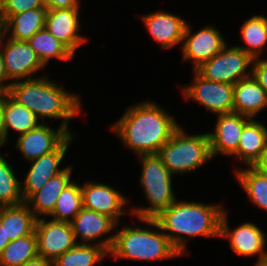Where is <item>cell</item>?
Instances as JSON below:
<instances>
[{
    "mask_svg": "<svg viewBox=\"0 0 267 266\" xmlns=\"http://www.w3.org/2000/svg\"><path fill=\"white\" fill-rule=\"evenodd\" d=\"M224 211L220 205L203 204L195 201H175L154 220L174 248L181 255H184L186 254L185 250H187V238L182 237V235L190 237L220 236V221Z\"/></svg>",
    "mask_w": 267,
    "mask_h": 266,
    "instance_id": "7a4b0ae2",
    "label": "cell"
},
{
    "mask_svg": "<svg viewBox=\"0 0 267 266\" xmlns=\"http://www.w3.org/2000/svg\"><path fill=\"white\" fill-rule=\"evenodd\" d=\"M79 8L48 9L44 28L59 40L73 55L86 42L79 32Z\"/></svg>",
    "mask_w": 267,
    "mask_h": 266,
    "instance_id": "e0dca14e",
    "label": "cell"
},
{
    "mask_svg": "<svg viewBox=\"0 0 267 266\" xmlns=\"http://www.w3.org/2000/svg\"><path fill=\"white\" fill-rule=\"evenodd\" d=\"M140 222L155 227L157 230L141 229V227H123L115 233L114 243L109 252L116 258L132 260H163L182 256L171 244L167 236L161 232L154 219H138ZM160 230V232H159Z\"/></svg>",
    "mask_w": 267,
    "mask_h": 266,
    "instance_id": "277c9868",
    "label": "cell"
},
{
    "mask_svg": "<svg viewBox=\"0 0 267 266\" xmlns=\"http://www.w3.org/2000/svg\"><path fill=\"white\" fill-rule=\"evenodd\" d=\"M191 27L187 23L183 37V60H192L194 71L203 63L210 60L219 53L227 43L224 41L220 31L213 26H205L191 34Z\"/></svg>",
    "mask_w": 267,
    "mask_h": 266,
    "instance_id": "30bf717a",
    "label": "cell"
},
{
    "mask_svg": "<svg viewBox=\"0 0 267 266\" xmlns=\"http://www.w3.org/2000/svg\"><path fill=\"white\" fill-rule=\"evenodd\" d=\"M115 235L94 244L77 243L73 248L57 257L52 266H94L109 254L114 243Z\"/></svg>",
    "mask_w": 267,
    "mask_h": 266,
    "instance_id": "44dd1931",
    "label": "cell"
},
{
    "mask_svg": "<svg viewBox=\"0 0 267 266\" xmlns=\"http://www.w3.org/2000/svg\"><path fill=\"white\" fill-rule=\"evenodd\" d=\"M156 155L171 174L192 172L212 159L208 134L188 135L181 127Z\"/></svg>",
    "mask_w": 267,
    "mask_h": 266,
    "instance_id": "8992f818",
    "label": "cell"
},
{
    "mask_svg": "<svg viewBox=\"0 0 267 266\" xmlns=\"http://www.w3.org/2000/svg\"><path fill=\"white\" fill-rule=\"evenodd\" d=\"M27 42L36 52L39 60L45 67L51 58L69 61L74 57V55L45 28L35 33Z\"/></svg>",
    "mask_w": 267,
    "mask_h": 266,
    "instance_id": "4316f807",
    "label": "cell"
},
{
    "mask_svg": "<svg viewBox=\"0 0 267 266\" xmlns=\"http://www.w3.org/2000/svg\"><path fill=\"white\" fill-rule=\"evenodd\" d=\"M82 208L81 186L71 181L59 195L50 216L56 221L71 222Z\"/></svg>",
    "mask_w": 267,
    "mask_h": 266,
    "instance_id": "4dcf8cb0",
    "label": "cell"
},
{
    "mask_svg": "<svg viewBox=\"0 0 267 266\" xmlns=\"http://www.w3.org/2000/svg\"><path fill=\"white\" fill-rule=\"evenodd\" d=\"M22 266H52V262L41 256H37L24 263Z\"/></svg>",
    "mask_w": 267,
    "mask_h": 266,
    "instance_id": "f35d334b",
    "label": "cell"
},
{
    "mask_svg": "<svg viewBox=\"0 0 267 266\" xmlns=\"http://www.w3.org/2000/svg\"><path fill=\"white\" fill-rule=\"evenodd\" d=\"M254 167L257 170L267 174V140H266L261 158L257 161Z\"/></svg>",
    "mask_w": 267,
    "mask_h": 266,
    "instance_id": "74e56055",
    "label": "cell"
},
{
    "mask_svg": "<svg viewBox=\"0 0 267 266\" xmlns=\"http://www.w3.org/2000/svg\"><path fill=\"white\" fill-rule=\"evenodd\" d=\"M252 66V76L267 93V60L254 59Z\"/></svg>",
    "mask_w": 267,
    "mask_h": 266,
    "instance_id": "836d02e7",
    "label": "cell"
},
{
    "mask_svg": "<svg viewBox=\"0 0 267 266\" xmlns=\"http://www.w3.org/2000/svg\"><path fill=\"white\" fill-rule=\"evenodd\" d=\"M192 85L184 87L187 100H194L216 114L233 112L234 84L206 80L194 71Z\"/></svg>",
    "mask_w": 267,
    "mask_h": 266,
    "instance_id": "ba28073f",
    "label": "cell"
},
{
    "mask_svg": "<svg viewBox=\"0 0 267 266\" xmlns=\"http://www.w3.org/2000/svg\"><path fill=\"white\" fill-rule=\"evenodd\" d=\"M37 218L23 202L14 206L0 207V223L10 241L25 237L35 231Z\"/></svg>",
    "mask_w": 267,
    "mask_h": 266,
    "instance_id": "cb8c5ba5",
    "label": "cell"
},
{
    "mask_svg": "<svg viewBox=\"0 0 267 266\" xmlns=\"http://www.w3.org/2000/svg\"><path fill=\"white\" fill-rule=\"evenodd\" d=\"M74 137L71 134L56 150L30 161L32 166L27 172L23 184L21 183V194L24 202L43 187L50 178L64 171V169L58 168Z\"/></svg>",
    "mask_w": 267,
    "mask_h": 266,
    "instance_id": "7c38bea8",
    "label": "cell"
},
{
    "mask_svg": "<svg viewBox=\"0 0 267 266\" xmlns=\"http://www.w3.org/2000/svg\"><path fill=\"white\" fill-rule=\"evenodd\" d=\"M70 223L75 240L77 241L79 236L83 244L95 241L102 235L107 236L110 231L118 226L111 217L84 207Z\"/></svg>",
    "mask_w": 267,
    "mask_h": 266,
    "instance_id": "7402d4cb",
    "label": "cell"
},
{
    "mask_svg": "<svg viewBox=\"0 0 267 266\" xmlns=\"http://www.w3.org/2000/svg\"><path fill=\"white\" fill-rule=\"evenodd\" d=\"M83 207L111 217L117 224L120 216L126 213L122 210L127 199L118 190L102 183L86 182L81 186Z\"/></svg>",
    "mask_w": 267,
    "mask_h": 266,
    "instance_id": "5bb4252c",
    "label": "cell"
},
{
    "mask_svg": "<svg viewBox=\"0 0 267 266\" xmlns=\"http://www.w3.org/2000/svg\"><path fill=\"white\" fill-rule=\"evenodd\" d=\"M3 110L6 142L10 128L17 131L20 136L40 125V120L32 111L18 104L7 93H3Z\"/></svg>",
    "mask_w": 267,
    "mask_h": 266,
    "instance_id": "484cf974",
    "label": "cell"
},
{
    "mask_svg": "<svg viewBox=\"0 0 267 266\" xmlns=\"http://www.w3.org/2000/svg\"><path fill=\"white\" fill-rule=\"evenodd\" d=\"M140 183L150 206L132 209L138 219H154L176 201L172 189V174L156 154L140 155Z\"/></svg>",
    "mask_w": 267,
    "mask_h": 266,
    "instance_id": "5b68a950",
    "label": "cell"
},
{
    "mask_svg": "<svg viewBox=\"0 0 267 266\" xmlns=\"http://www.w3.org/2000/svg\"><path fill=\"white\" fill-rule=\"evenodd\" d=\"M6 20L11 16L27 10L44 6V0H0Z\"/></svg>",
    "mask_w": 267,
    "mask_h": 266,
    "instance_id": "d6a6232c",
    "label": "cell"
},
{
    "mask_svg": "<svg viewBox=\"0 0 267 266\" xmlns=\"http://www.w3.org/2000/svg\"><path fill=\"white\" fill-rule=\"evenodd\" d=\"M8 77L5 70V65L1 53V46H0V93H8L11 82L4 84L3 82H7Z\"/></svg>",
    "mask_w": 267,
    "mask_h": 266,
    "instance_id": "d590c367",
    "label": "cell"
},
{
    "mask_svg": "<svg viewBox=\"0 0 267 266\" xmlns=\"http://www.w3.org/2000/svg\"><path fill=\"white\" fill-rule=\"evenodd\" d=\"M227 215L223 212L220 221V238H229L232 249L239 256L259 255L260 261L265 254L266 233L253 223L247 222L230 231Z\"/></svg>",
    "mask_w": 267,
    "mask_h": 266,
    "instance_id": "9a60e30c",
    "label": "cell"
},
{
    "mask_svg": "<svg viewBox=\"0 0 267 266\" xmlns=\"http://www.w3.org/2000/svg\"><path fill=\"white\" fill-rule=\"evenodd\" d=\"M255 266H267V252H265L263 258L260 261L256 262Z\"/></svg>",
    "mask_w": 267,
    "mask_h": 266,
    "instance_id": "b9f144b4",
    "label": "cell"
},
{
    "mask_svg": "<svg viewBox=\"0 0 267 266\" xmlns=\"http://www.w3.org/2000/svg\"><path fill=\"white\" fill-rule=\"evenodd\" d=\"M0 46L8 80L32 79L34 73L45 67L27 41L8 38Z\"/></svg>",
    "mask_w": 267,
    "mask_h": 266,
    "instance_id": "8fae6325",
    "label": "cell"
},
{
    "mask_svg": "<svg viewBox=\"0 0 267 266\" xmlns=\"http://www.w3.org/2000/svg\"><path fill=\"white\" fill-rule=\"evenodd\" d=\"M48 9L79 8V0H44Z\"/></svg>",
    "mask_w": 267,
    "mask_h": 266,
    "instance_id": "e575fe53",
    "label": "cell"
},
{
    "mask_svg": "<svg viewBox=\"0 0 267 266\" xmlns=\"http://www.w3.org/2000/svg\"><path fill=\"white\" fill-rule=\"evenodd\" d=\"M142 19L152 38L163 49L182 44L187 25L184 19L165 11H155L143 16Z\"/></svg>",
    "mask_w": 267,
    "mask_h": 266,
    "instance_id": "ac0fdd59",
    "label": "cell"
},
{
    "mask_svg": "<svg viewBox=\"0 0 267 266\" xmlns=\"http://www.w3.org/2000/svg\"><path fill=\"white\" fill-rule=\"evenodd\" d=\"M21 183L6 158L0 154V207L14 206L24 202Z\"/></svg>",
    "mask_w": 267,
    "mask_h": 266,
    "instance_id": "1f68e13d",
    "label": "cell"
},
{
    "mask_svg": "<svg viewBox=\"0 0 267 266\" xmlns=\"http://www.w3.org/2000/svg\"><path fill=\"white\" fill-rule=\"evenodd\" d=\"M226 45L219 53L203 63L195 71L206 80L236 84L252 75L248 67H252L254 59L244 50Z\"/></svg>",
    "mask_w": 267,
    "mask_h": 266,
    "instance_id": "52a82bcc",
    "label": "cell"
},
{
    "mask_svg": "<svg viewBox=\"0 0 267 266\" xmlns=\"http://www.w3.org/2000/svg\"><path fill=\"white\" fill-rule=\"evenodd\" d=\"M71 174V165L66 166L63 172L50 178L43 187H41L37 192L33 193L25 201L37 219L39 218V214L45 215L46 217V215L50 216L53 213L59 195L71 182Z\"/></svg>",
    "mask_w": 267,
    "mask_h": 266,
    "instance_id": "ffe728a7",
    "label": "cell"
},
{
    "mask_svg": "<svg viewBox=\"0 0 267 266\" xmlns=\"http://www.w3.org/2000/svg\"><path fill=\"white\" fill-rule=\"evenodd\" d=\"M214 132H208L211 157L219 154L234 156L239 146L240 135L251 119L239 113L219 114Z\"/></svg>",
    "mask_w": 267,
    "mask_h": 266,
    "instance_id": "4fadbf2b",
    "label": "cell"
},
{
    "mask_svg": "<svg viewBox=\"0 0 267 266\" xmlns=\"http://www.w3.org/2000/svg\"><path fill=\"white\" fill-rule=\"evenodd\" d=\"M69 136L70 134L61 126L54 130L41 123L19 136L16 149H19L24 159L31 161L56 150Z\"/></svg>",
    "mask_w": 267,
    "mask_h": 266,
    "instance_id": "2e32d148",
    "label": "cell"
},
{
    "mask_svg": "<svg viewBox=\"0 0 267 266\" xmlns=\"http://www.w3.org/2000/svg\"><path fill=\"white\" fill-rule=\"evenodd\" d=\"M241 35L248 46L236 47L244 50L253 59L260 58L267 43V18L264 15H255L247 19L241 26Z\"/></svg>",
    "mask_w": 267,
    "mask_h": 266,
    "instance_id": "83f0119b",
    "label": "cell"
},
{
    "mask_svg": "<svg viewBox=\"0 0 267 266\" xmlns=\"http://www.w3.org/2000/svg\"><path fill=\"white\" fill-rule=\"evenodd\" d=\"M267 140V128L251 118L240 135L239 146L234 154L248 166H254L261 158Z\"/></svg>",
    "mask_w": 267,
    "mask_h": 266,
    "instance_id": "603a6c76",
    "label": "cell"
},
{
    "mask_svg": "<svg viewBox=\"0 0 267 266\" xmlns=\"http://www.w3.org/2000/svg\"><path fill=\"white\" fill-rule=\"evenodd\" d=\"M172 115L150 101L130 108L112 126L126 147L138 156L156 154L179 128Z\"/></svg>",
    "mask_w": 267,
    "mask_h": 266,
    "instance_id": "6da1fadb",
    "label": "cell"
},
{
    "mask_svg": "<svg viewBox=\"0 0 267 266\" xmlns=\"http://www.w3.org/2000/svg\"><path fill=\"white\" fill-rule=\"evenodd\" d=\"M46 76L12 82L8 95L32 111L37 118H61V127L70 135L68 122L81 112L78 95L67 92ZM41 117V118H40Z\"/></svg>",
    "mask_w": 267,
    "mask_h": 266,
    "instance_id": "3957f363",
    "label": "cell"
},
{
    "mask_svg": "<svg viewBox=\"0 0 267 266\" xmlns=\"http://www.w3.org/2000/svg\"><path fill=\"white\" fill-rule=\"evenodd\" d=\"M6 143V131L4 123L3 93H0V147Z\"/></svg>",
    "mask_w": 267,
    "mask_h": 266,
    "instance_id": "8d00e7d4",
    "label": "cell"
},
{
    "mask_svg": "<svg viewBox=\"0 0 267 266\" xmlns=\"http://www.w3.org/2000/svg\"><path fill=\"white\" fill-rule=\"evenodd\" d=\"M48 8L44 5L36 9L27 10L11 15L6 20L7 33L11 30L10 39L27 41L35 33L44 29Z\"/></svg>",
    "mask_w": 267,
    "mask_h": 266,
    "instance_id": "d4e9b609",
    "label": "cell"
},
{
    "mask_svg": "<svg viewBox=\"0 0 267 266\" xmlns=\"http://www.w3.org/2000/svg\"><path fill=\"white\" fill-rule=\"evenodd\" d=\"M267 107V93L251 75L234 84L233 112L255 118Z\"/></svg>",
    "mask_w": 267,
    "mask_h": 266,
    "instance_id": "d6986e66",
    "label": "cell"
},
{
    "mask_svg": "<svg viewBox=\"0 0 267 266\" xmlns=\"http://www.w3.org/2000/svg\"><path fill=\"white\" fill-rule=\"evenodd\" d=\"M6 34H7L6 18H5V14H4L3 10H2L1 3H0V43L4 40V36Z\"/></svg>",
    "mask_w": 267,
    "mask_h": 266,
    "instance_id": "ab89813d",
    "label": "cell"
},
{
    "mask_svg": "<svg viewBox=\"0 0 267 266\" xmlns=\"http://www.w3.org/2000/svg\"><path fill=\"white\" fill-rule=\"evenodd\" d=\"M38 256L35 231L25 237L10 241L0 254V266H22Z\"/></svg>",
    "mask_w": 267,
    "mask_h": 266,
    "instance_id": "f1b7e54d",
    "label": "cell"
},
{
    "mask_svg": "<svg viewBox=\"0 0 267 266\" xmlns=\"http://www.w3.org/2000/svg\"><path fill=\"white\" fill-rule=\"evenodd\" d=\"M10 243L9 237H6V232L4 231V226L0 223V254L3 249Z\"/></svg>",
    "mask_w": 267,
    "mask_h": 266,
    "instance_id": "60d3db41",
    "label": "cell"
},
{
    "mask_svg": "<svg viewBox=\"0 0 267 266\" xmlns=\"http://www.w3.org/2000/svg\"><path fill=\"white\" fill-rule=\"evenodd\" d=\"M237 180L254 205L267 211V174L249 166L235 170Z\"/></svg>",
    "mask_w": 267,
    "mask_h": 266,
    "instance_id": "f546056e",
    "label": "cell"
},
{
    "mask_svg": "<svg viewBox=\"0 0 267 266\" xmlns=\"http://www.w3.org/2000/svg\"><path fill=\"white\" fill-rule=\"evenodd\" d=\"M38 256L53 262L61 254L73 248L77 242L70 222L39 218L36 221Z\"/></svg>",
    "mask_w": 267,
    "mask_h": 266,
    "instance_id": "9c48e42d",
    "label": "cell"
}]
</instances>
